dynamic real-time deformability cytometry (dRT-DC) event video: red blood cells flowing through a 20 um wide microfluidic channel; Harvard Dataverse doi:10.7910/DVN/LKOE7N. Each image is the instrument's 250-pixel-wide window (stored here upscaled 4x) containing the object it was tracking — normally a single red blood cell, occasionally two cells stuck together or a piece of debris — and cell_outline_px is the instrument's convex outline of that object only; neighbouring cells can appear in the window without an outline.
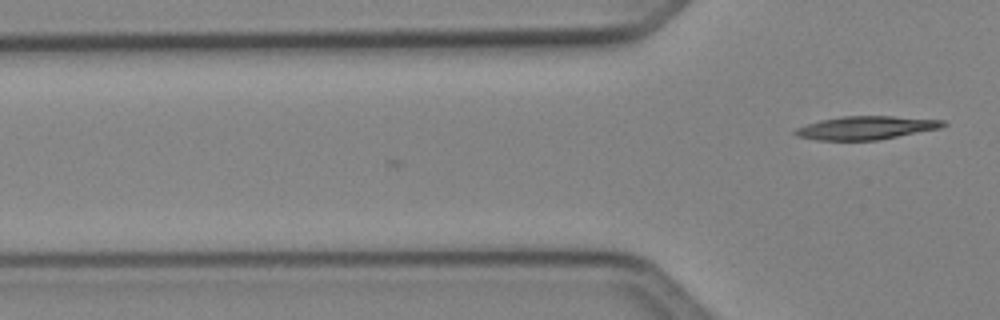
{"species": "Egyptian fruit bat (a non-hibernating species)", "species_latin": "Rousettus aegyptiacus", "temperature_condition": "cold", "stored_images_in_passage": 14, "camera_frame_rate_fps": 3000, "um_per_image_px": 0.085, "animal": {"sex": "female"}, "frame": {"image": 1, "passage_image": 14, "time_ms": 4.333, "image_size_px": [1000, 320], "cell_outline_px": [[948, 124], [940, 128], [876, 140], [816, 140], [796, 136], [792, 132], [796, 128], [820, 120], [840, 116], [892, 116], [944, 120]], "centroid_in_image_um": [73.58, 10.86], "position_along_channel_um": 52.2, "area_um2": 20.0}}